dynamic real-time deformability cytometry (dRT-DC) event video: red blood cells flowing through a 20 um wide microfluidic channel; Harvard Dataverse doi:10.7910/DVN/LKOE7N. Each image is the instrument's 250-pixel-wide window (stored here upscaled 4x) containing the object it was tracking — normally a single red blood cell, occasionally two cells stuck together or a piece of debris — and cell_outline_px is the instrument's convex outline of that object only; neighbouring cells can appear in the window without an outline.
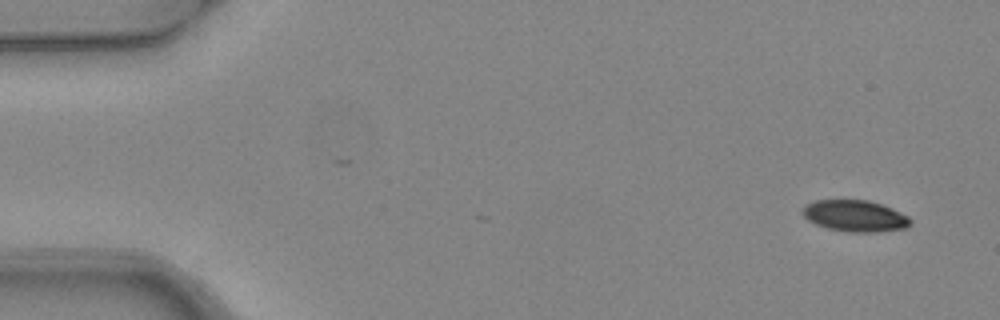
{"species": "common noctule bat (a hibernating species)", "species_latin": "Nyctalus noctula", "temperature_condition": "warm", "stored_images_in_passage": 7, "camera_frame_rate_fps": 3000, "um_per_image_px": 0.085, "animal": {"sex": "female", "body_mass_g": 24.6, "forearm_length_mm": 56.2}, "frame": {"image": 1, "passage_image": 1, "time_ms": 0.0, "image_size_px": [1000, 320], "cell_outline_px": [[912, 224], [908, 228], [880, 232], [852, 232], [828, 228], [816, 224], [808, 220], [800, 212], [804, 204], [816, 200], [868, 200], [892, 208], [908, 216], [912, 220]], "centroid_in_image_um": [72.69, 18.35], "position_along_channel_um": 12.3, "area_um2": 19.94}}
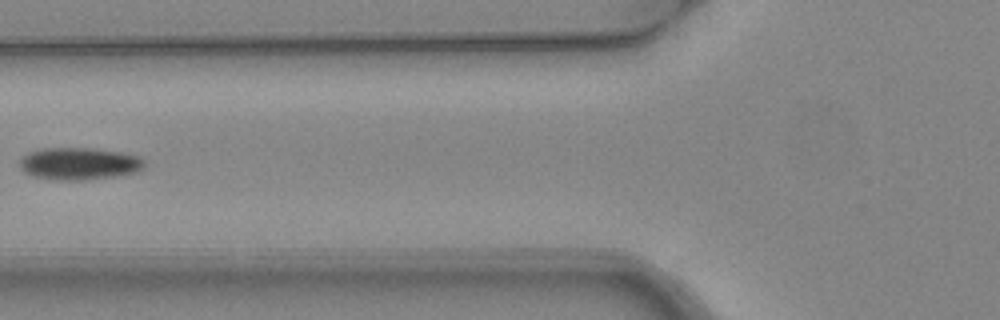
{"frame": {"image": 2, "passage_image": 6, "time_ms": 1.667, "image_size_px": [1000, 320], "cell_outline_px": [[144, 168], [136, 172], [120, 176], [84, 180], [56, 180], [36, 176], [24, 172], [20, 168], [20, 160], [28, 152], [44, 148], [92, 148], [120, 152], [140, 156], [144, 160]], "centroid_in_image_um": [6.76, 13.91], "position_along_channel_um": 119.0, "area_um2": 23.52}}
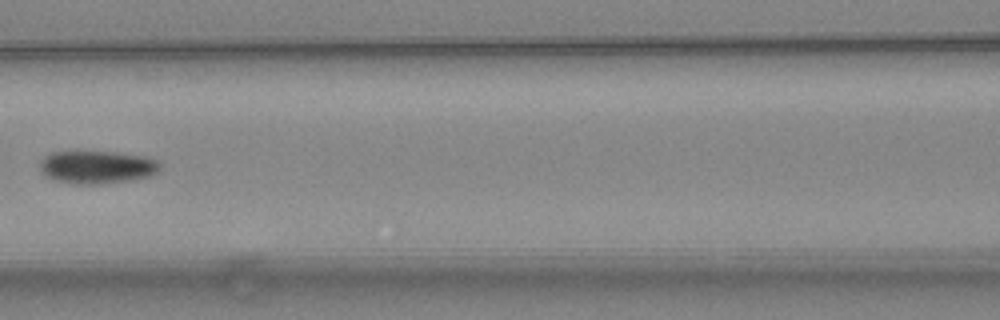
{"frame": {"image": 3, "passage_image": 7, "time_ms": 2.0, "image_size_px": [1000, 320], "cell_outline_px": [[160, 172], [152, 176], [132, 180], [100, 184], [76, 184], [56, 180], [48, 176], [40, 168], [40, 160], [44, 156], [52, 152], [72, 148], [120, 152], [148, 156], [160, 160]], "centroid_in_image_um": [8.29, 14.14], "position_along_channel_um": 158.3, "area_um2": 24.28}}